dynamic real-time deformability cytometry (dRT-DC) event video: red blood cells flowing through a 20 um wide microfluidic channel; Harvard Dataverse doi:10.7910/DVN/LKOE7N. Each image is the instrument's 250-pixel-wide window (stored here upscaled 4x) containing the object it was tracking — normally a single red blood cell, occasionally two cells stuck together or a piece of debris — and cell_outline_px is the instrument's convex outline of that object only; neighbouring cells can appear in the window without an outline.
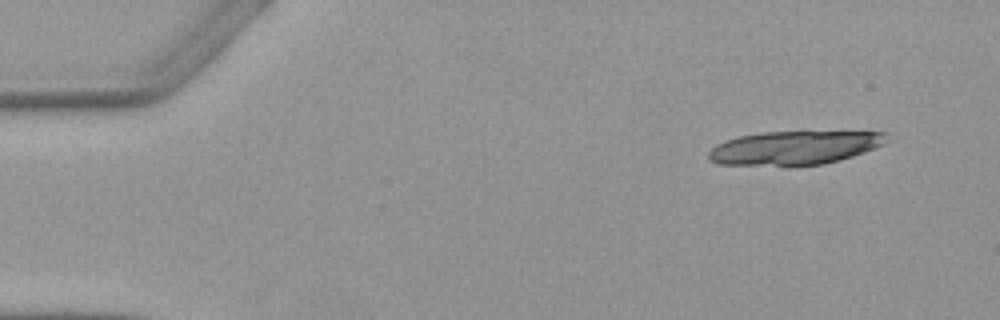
{"species": "Egyptian fruit bat (a non-hibernating species)", "species_latin": "Rousettus aegyptiacus", "temperature_condition": "warm", "stored_images_in_passage": 8, "camera_frame_rate_fps": 3000, "um_per_image_px": 0.085, "animal": {"sex": "female"}, "frame": {"image": 1, "passage_image": 1, "time_ms": 0.0, "image_size_px": [1000, 320], "cell_outline_px": [[888, 140], [884, 144], [864, 152], [840, 160], [824, 164], [796, 168], [788, 168], [720, 164], [708, 160], [708, 152], [716, 144], [724, 140], [740, 136], [760, 132], [888, 132]], "centroid_in_image_um": [67.48, 12.61], "position_along_channel_um": 17.5, "area_um2": 36.01}}
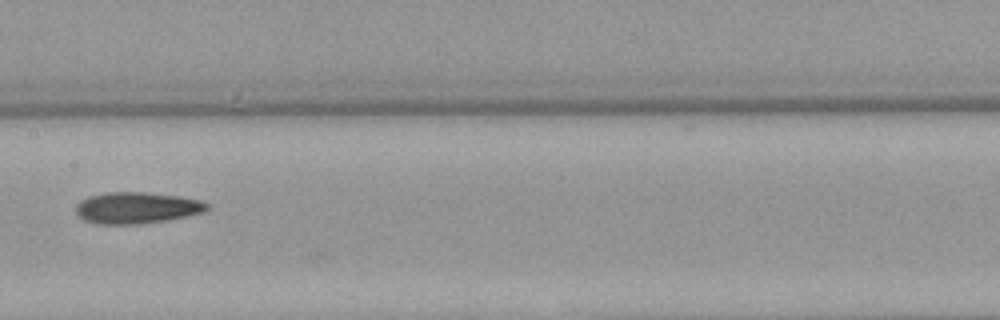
{"frame": {"image": 2, "passage_image": 7, "time_ms": 7.667, "image_size_px": [1000, 320], "cell_outline_px": [[212, 208], [204, 212], [188, 216], [168, 220], [140, 224], [96, 224], [84, 220], [76, 216], [76, 204], [80, 200], [88, 196], [108, 192], [144, 192], [180, 196], [200, 200], [208, 204]], "centroid_in_image_um": [11.62, 17.67], "position_along_channel_um": 195.8, "area_um2": 24.39}}
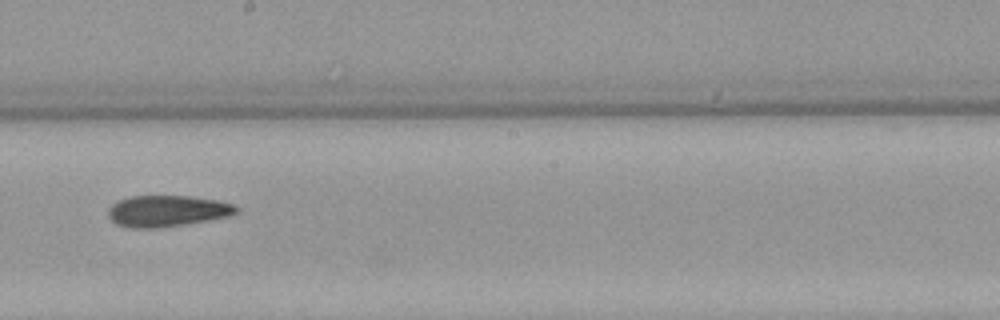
{"frame": {"image": 3, "passage_image": 8, "time_ms": 8.667, "image_size_px": [1000, 320], "cell_outline_px": [[240, 208], [236, 212], [228, 216], [188, 224], [160, 228], [128, 228], [116, 224], [108, 216], [108, 208], [112, 204], [120, 200], [132, 196], [188, 196], [216, 200], [232, 204]], "centroid_in_image_um": [14.18, 17.95], "position_along_channel_um": 234.0, "area_um2": 23.35}}